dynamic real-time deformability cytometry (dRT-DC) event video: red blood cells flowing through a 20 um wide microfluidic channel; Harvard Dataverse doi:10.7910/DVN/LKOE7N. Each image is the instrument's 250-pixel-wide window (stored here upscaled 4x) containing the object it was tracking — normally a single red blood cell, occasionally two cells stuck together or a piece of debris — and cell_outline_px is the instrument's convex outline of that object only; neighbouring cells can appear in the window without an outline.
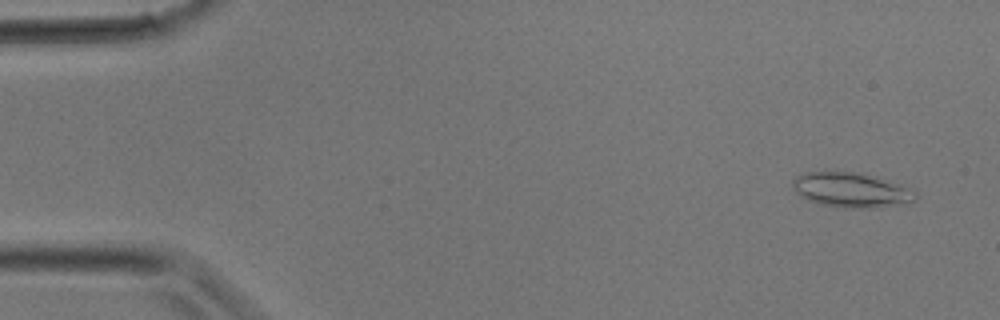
{"species": "common noctule bat (a hibernating species)", "species_latin": "Nyctalus noctula", "temperature_condition": "room temperature", "stored_images_in_passage": 30, "camera_frame_rate_fps": 3000, "um_per_image_px": 0.085, "animal": {"sex": "male", "body_mass_g": 17.9}, "frame": {"image": 1, "passage_image": 2, "time_ms": 0.333, "image_size_px": [1000, 320], "cell_outline_px": [[916, 200], [868, 208], [852, 208], [820, 204], [800, 196], [792, 188], [792, 180], [796, 176], [804, 172], [856, 172], [908, 188], [916, 192]], "centroid_in_image_um": [72.24, 16.14], "position_along_channel_um": 12.8, "area_um2": 23.99}}
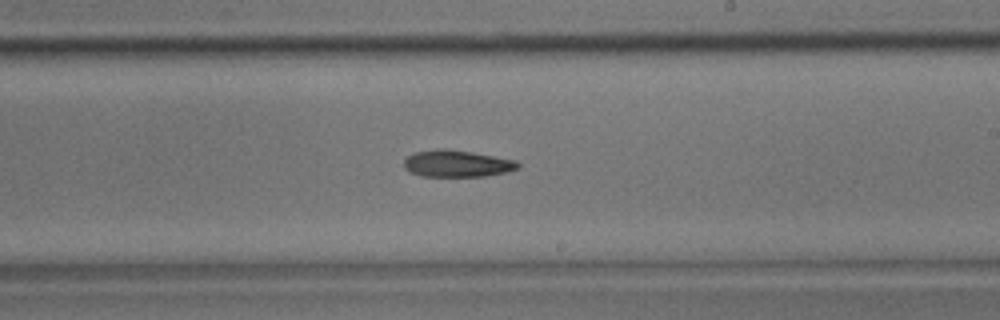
{"frame": {"image": 2, "passage_image": 18, "time_ms": 5.667, "image_size_px": [1000, 320], "cell_outline_px": [[520, 168], [504, 172], [484, 176], [424, 176], [408, 172], [404, 168], [404, 160], [412, 152], [436, 148], [444, 148], [472, 152], [516, 160], [520, 164]], "centroid_in_image_um": [38.8, 13.89], "position_along_channel_um": 250.2, "area_um2": 17.92}}
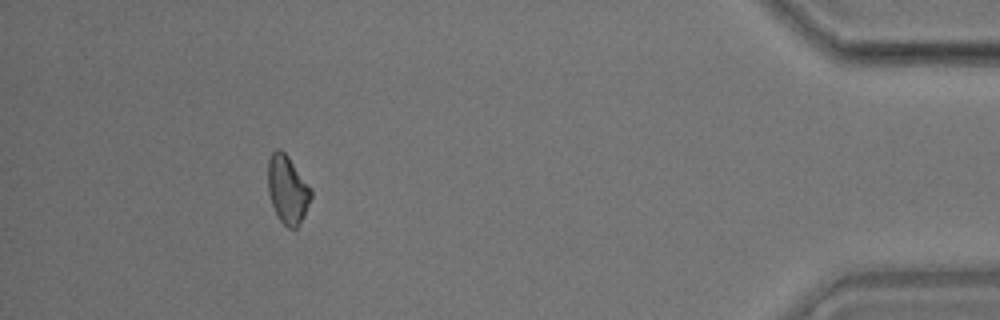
{"frame": {"image": 3, "passage_image": 28, "time_ms": 9.0, "image_size_px": [1000, 320], "cell_outline_px": [[312, 196], [304, 216], [296, 228], [288, 228], [280, 220], [272, 204], [268, 192], [268, 160], [272, 152], [276, 148], [280, 148], [288, 156], [312, 188]], "centroid_in_image_um": [24.45, 16.08], "position_along_channel_um": 410.8, "area_um2": 17.11}}